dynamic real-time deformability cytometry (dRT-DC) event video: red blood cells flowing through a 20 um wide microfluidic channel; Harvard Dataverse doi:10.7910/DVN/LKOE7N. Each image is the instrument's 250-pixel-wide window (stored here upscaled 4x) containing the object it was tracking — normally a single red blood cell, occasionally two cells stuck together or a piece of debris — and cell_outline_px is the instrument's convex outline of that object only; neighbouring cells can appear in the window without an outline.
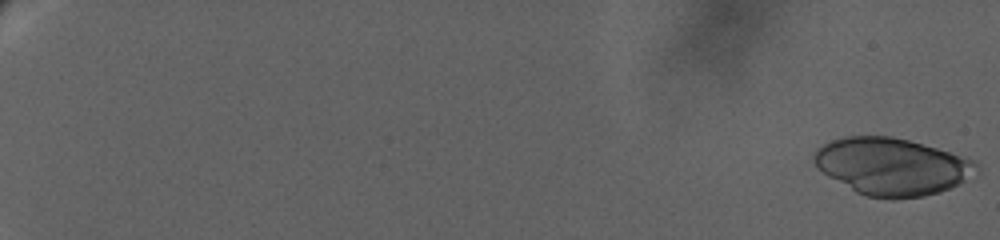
{"species": "human", "species_latin": "Homo sapiens", "temperature_condition": "warm", "stored_images_in_passage": 15, "camera_frame_rate_fps": 3000, "um_per_image_px": 0.085, "donor": {"sex": "female"}, "frame": {"image": 1, "passage_image": 1, "time_ms": 0.0, "image_size_px": [1000, 240], "cell_outline_px": [[980, 172], [960, 184], [940, 192], [924, 196], [892, 200], [868, 196], [856, 192], [828, 176], [812, 160], [812, 156], [824, 144], [832, 140], [844, 136], [892, 136], [908, 140], [936, 148], [976, 160], [980, 168]], "centroid_in_image_um": [75.87, 14.16], "position_along_channel_um": 9.1, "area_um2": 54.22}}
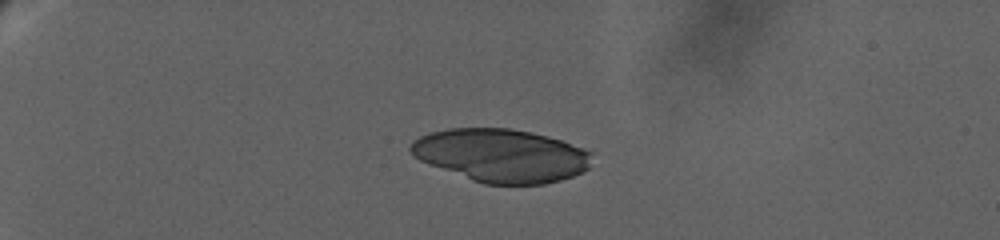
{"frame": {"image": 2, "passage_image": 11, "time_ms": 7.0, "image_size_px": [1000, 240], "cell_outline_px": [[592, 152], [588, 168], [584, 172], [560, 180], [544, 184], [484, 184], [472, 180], [428, 164], [412, 156], [408, 148], [412, 140], [428, 132], [448, 128], [512, 128], [532, 132], [548, 136], [560, 140]], "centroid_in_image_um": [42.56, 13.2], "position_along_channel_um": 42.4, "area_um2": 56.36}}